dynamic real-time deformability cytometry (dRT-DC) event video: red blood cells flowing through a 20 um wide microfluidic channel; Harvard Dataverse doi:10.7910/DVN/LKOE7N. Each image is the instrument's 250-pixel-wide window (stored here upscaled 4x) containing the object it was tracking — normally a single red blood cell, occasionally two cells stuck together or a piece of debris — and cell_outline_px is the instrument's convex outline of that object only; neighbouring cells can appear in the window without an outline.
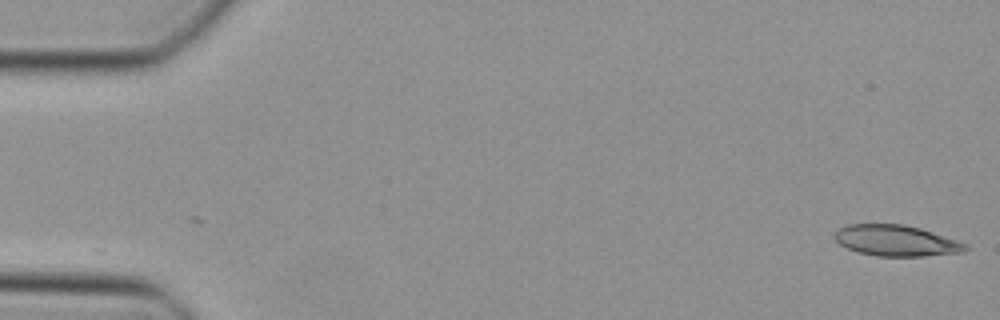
{"species": "Egyptian fruit bat (a non-hibernating species)", "species_latin": "Rousettus aegyptiacus", "temperature_condition": "cold", "stored_images_in_passage": 47, "camera_frame_rate_fps": 3000, "um_per_image_px": 0.085, "animal": {"sex": "female"}, "frame": {"image": 1, "passage_image": 1, "time_ms": 0.0, "image_size_px": [1000, 320], "cell_outline_px": [[968, 248], [960, 252], [924, 256], [876, 256], [860, 252], [848, 248], [840, 244], [832, 236], [840, 228], [848, 224], [904, 224], [920, 228], [968, 244]], "centroid_in_image_um": [76.15, 20.45], "position_along_channel_um": 8.8, "area_um2": 23.35}}
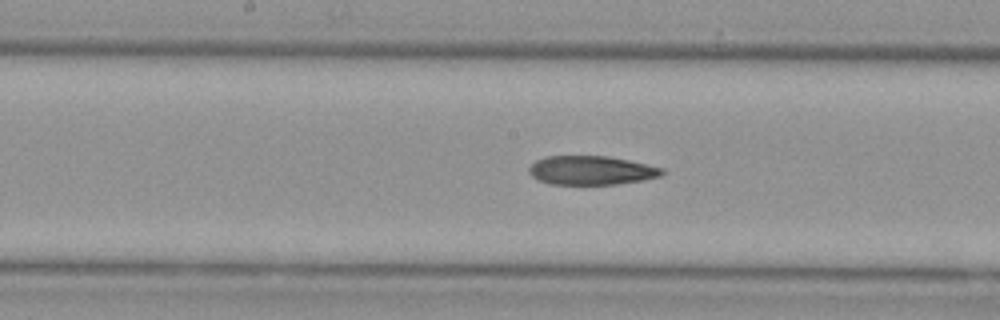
{"frame": {"image": 2, "passage_image": 24, "time_ms": 7.667, "image_size_px": [1000, 320], "cell_outline_px": [[664, 172], [660, 176], [640, 180], [616, 184], [548, 184], [536, 180], [528, 172], [528, 168], [536, 160], [544, 156], [608, 156], [628, 160], [664, 168]], "centroid_in_image_um": [50.2, 14.48], "position_along_channel_um": 198.0, "area_um2": 22.43}}
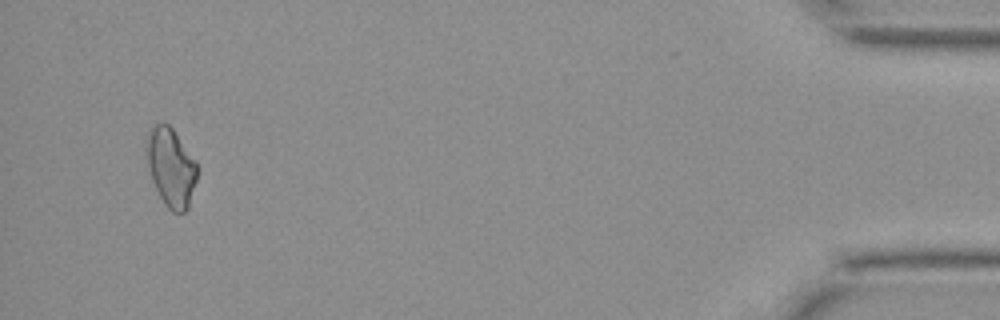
{"frame": {"image": 3, "passage_image": 45, "time_ms": 14.667, "image_size_px": [1000, 320], "cell_outline_px": [[200, 168], [188, 208], [184, 212], [172, 212], [164, 204], [152, 180], [148, 168], [148, 140], [152, 128], [156, 124], [168, 124], [172, 128], [196, 160]], "centroid_in_image_um": [14.59, 14.27], "position_along_channel_um": 420.6, "area_um2": 22.83}}